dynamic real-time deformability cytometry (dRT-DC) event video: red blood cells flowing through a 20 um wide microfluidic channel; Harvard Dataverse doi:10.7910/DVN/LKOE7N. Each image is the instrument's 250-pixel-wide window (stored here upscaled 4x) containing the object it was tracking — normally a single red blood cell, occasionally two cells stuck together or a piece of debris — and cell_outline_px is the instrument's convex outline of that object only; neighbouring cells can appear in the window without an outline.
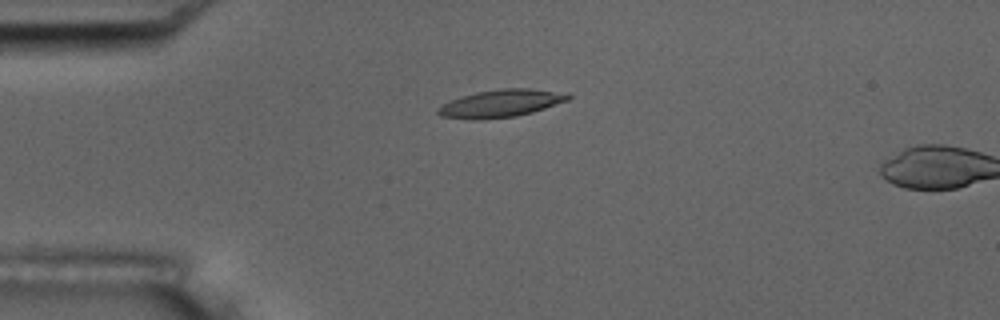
{"species": "common noctule bat (a hibernating species)", "species_latin": "Nyctalus noctula", "temperature_condition": "room temperature", "stored_images_in_passage": 2, "camera_frame_rate_fps": 3000, "um_per_image_px": 0.085, "animal": {"sex": "male", "body_mass_g": 17.5, "forearm_length_mm": 52.3}, "frame": {"image": 1, "passage_image": 1, "time_ms": 0.0, "image_size_px": [1000, 320], "cell_outline_px": [[572, 96], [568, 100], [532, 112], [516, 116], [480, 120], [468, 120], [440, 116], [436, 112], [436, 108], [460, 96], [476, 92], [500, 88], [528, 88], [568, 92]], "centroid_in_image_um": [42.57, 8.79], "position_along_channel_um": 42.4, "area_um2": 21.15}}